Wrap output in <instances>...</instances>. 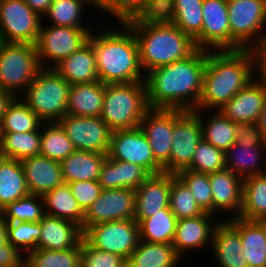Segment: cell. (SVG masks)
Returning a JSON list of instances; mask_svg holds the SVG:
<instances>
[{
	"label": "cell",
	"instance_id": "obj_1",
	"mask_svg": "<svg viewBox=\"0 0 266 267\" xmlns=\"http://www.w3.org/2000/svg\"><path fill=\"white\" fill-rule=\"evenodd\" d=\"M207 50L145 74L146 100L152 109L197 110L202 92Z\"/></svg>",
	"mask_w": 266,
	"mask_h": 267
},
{
	"label": "cell",
	"instance_id": "obj_2",
	"mask_svg": "<svg viewBox=\"0 0 266 267\" xmlns=\"http://www.w3.org/2000/svg\"><path fill=\"white\" fill-rule=\"evenodd\" d=\"M117 24L119 27H105L102 20L89 36L96 56L98 79L104 84L144 81L134 32L126 23Z\"/></svg>",
	"mask_w": 266,
	"mask_h": 267
},
{
	"label": "cell",
	"instance_id": "obj_3",
	"mask_svg": "<svg viewBox=\"0 0 266 267\" xmlns=\"http://www.w3.org/2000/svg\"><path fill=\"white\" fill-rule=\"evenodd\" d=\"M254 78L252 49L207 50L197 110H219Z\"/></svg>",
	"mask_w": 266,
	"mask_h": 267
},
{
	"label": "cell",
	"instance_id": "obj_4",
	"mask_svg": "<svg viewBox=\"0 0 266 267\" xmlns=\"http://www.w3.org/2000/svg\"><path fill=\"white\" fill-rule=\"evenodd\" d=\"M134 32L144 74L185 59L198 48L194 39L159 13L125 22Z\"/></svg>",
	"mask_w": 266,
	"mask_h": 267
},
{
	"label": "cell",
	"instance_id": "obj_5",
	"mask_svg": "<svg viewBox=\"0 0 266 267\" xmlns=\"http://www.w3.org/2000/svg\"><path fill=\"white\" fill-rule=\"evenodd\" d=\"M148 109L144 81L106 84L100 118L112 131L138 128Z\"/></svg>",
	"mask_w": 266,
	"mask_h": 267
},
{
	"label": "cell",
	"instance_id": "obj_6",
	"mask_svg": "<svg viewBox=\"0 0 266 267\" xmlns=\"http://www.w3.org/2000/svg\"><path fill=\"white\" fill-rule=\"evenodd\" d=\"M70 84L53 68H41L19 96L44 122H58L67 114Z\"/></svg>",
	"mask_w": 266,
	"mask_h": 267
},
{
	"label": "cell",
	"instance_id": "obj_7",
	"mask_svg": "<svg viewBox=\"0 0 266 267\" xmlns=\"http://www.w3.org/2000/svg\"><path fill=\"white\" fill-rule=\"evenodd\" d=\"M41 69L36 45L0 41V88L20 96Z\"/></svg>",
	"mask_w": 266,
	"mask_h": 267
},
{
	"label": "cell",
	"instance_id": "obj_8",
	"mask_svg": "<svg viewBox=\"0 0 266 267\" xmlns=\"http://www.w3.org/2000/svg\"><path fill=\"white\" fill-rule=\"evenodd\" d=\"M230 50L253 49L266 35V0H227Z\"/></svg>",
	"mask_w": 266,
	"mask_h": 267
},
{
	"label": "cell",
	"instance_id": "obj_9",
	"mask_svg": "<svg viewBox=\"0 0 266 267\" xmlns=\"http://www.w3.org/2000/svg\"><path fill=\"white\" fill-rule=\"evenodd\" d=\"M45 25L41 23L36 43L41 68H54L63 59L78 51L88 42L94 30L93 28L54 26L48 23Z\"/></svg>",
	"mask_w": 266,
	"mask_h": 267
},
{
	"label": "cell",
	"instance_id": "obj_10",
	"mask_svg": "<svg viewBox=\"0 0 266 267\" xmlns=\"http://www.w3.org/2000/svg\"><path fill=\"white\" fill-rule=\"evenodd\" d=\"M41 23L23 0H0V41L36 45Z\"/></svg>",
	"mask_w": 266,
	"mask_h": 267
},
{
	"label": "cell",
	"instance_id": "obj_11",
	"mask_svg": "<svg viewBox=\"0 0 266 267\" xmlns=\"http://www.w3.org/2000/svg\"><path fill=\"white\" fill-rule=\"evenodd\" d=\"M83 237L93 247L128 260L140 241L139 224L134 219L95 224L83 233Z\"/></svg>",
	"mask_w": 266,
	"mask_h": 267
},
{
	"label": "cell",
	"instance_id": "obj_12",
	"mask_svg": "<svg viewBox=\"0 0 266 267\" xmlns=\"http://www.w3.org/2000/svg\"><path fill=\"white\" fill-rule=\"evenodd\" d=\"M202 139L200 110L186 111L173 125L172 149L163 172L177 174L187 169Z\"/></svg>",
	"mask_w": 266,
	"mask_h": 267
},
{
	"label": "cell",
	"instance_id": "obj_13",
	"mask_svg": "<svg viewBox=\"0 0 266 267\" xmlns=\"http://www.w3.org/2000/svg\"><path fill=\"white\" fill-rule=\"evenodd\" d=\"M108 157L141 166L149 175L163 172L155 160L148 138L140 127L112 132Z\"/></svg>",
	"mask_w": 266,
	"mask_h": 267
},
{
	"label": "cell",
	"instance_id": "obj_14",
	"mask_svg": "<svg viewBox=\"0 0 266 267\" xmlns=\"http://www.w3.org/2000/svg\"><path fill=\"white\" fill-rule=\"evenodd\" d=\"M58 123L76 150L108 154L113 131L100 117L66 114Z\"/></svg>",
	"mask_w": 266,
	"mask_h": 267
},
{
	"label": "cell",
	"instance_id": "obj_15",
	"mask_svg": "<svg viewBox=\"0 0 266 267\" xmlns=\"http://www.w3.org/2000/svg\"><path fill=\"white\" fill-rule=\"evenodd\" d=\"M136 192L130 188L102 190L94 203L86 209L83 233L92 225L134 219Z\"/></svg>",
	"mask_w": 266,
	"mask_h": 267
},
{
	"label": "cell",
	"instance_id": "obj_16",
	"mask_svg": "<svg viewBox=\"0 0 266 267\" xmlns=\"http://www.w3.org/2000/svg\"><path fill=\"white\" fill-rule=\"evenodd\" d=\"M186 111L149 108L140 122V129L148 138L155 160L163 167L170 158L174 123Z\"/></svg>",
	"mask_w": 266,
	"mask_h": 267
},
{
	"label": "cell",
	"instance_id": "obj_17",
	"mask_svg": "<svg viewBox=\"0 0 266 267\" xmlns=\"http://www.w3.org/2000/svg\"><path fill=\"white\" fill-rule=\"evenodd\" d=\"M220 221L219 216L207 212L198 217L177 220L172 243L176 253L182 259L187 256L189 259L192 251L200 253L202 248L205 251L207 247L210 250L214 228Z\"/></svg>",
	"mask_w": 266,
	"mask_h": 267
},
{
	"label": "cell",
	"instance_id": "obj_18",
	"mask_svg": "<svg viewBox=\"0 0 266 267\" xmlns=\"http://www.w3.org/2000/svg\"><path fill=\"white\" fill-rule=\"evenodd\" d=\"M201 33L194 39L198 49L230 50L227 0H203Z\"/></svg>",
	"mask_w": 266,
	"mask_h": 267
},
{
	"label": "cell",
	"instance_id": "obj_19",
	"mask_svg": "<svg viewBox=\"0 0 266 267\" xmlns=\"http://www.w3.org/2000/svg\"><path fill=\"white\" fill-rule=\"evenodd\" d=\"M209 181L213 198V215H220L222 221L239 217L242 208L243 179L231 170L224 169L210 173ZM225 214L229 216L226 217Z\"/></svg>",
	"mask_w": 266,
	"mask_h": 267
},
{
	"label": "cell",
	"instance_id": "obj_20",
	"mask_svg": "<svg viewBox=\"0 0 266 267\" xmlns=\"http://www.w3.org/2000/svg\"><path fill=\"white\" fill-rule=\"evenodd\" d=\"M135 192L134 220L139 224L161 209H170L171 174L165 172L151 174Z\"/></svg>",
	"mask_w": 266,
	"mask_h": 267
},
{
	"label": "cell",
	"instance_id": "obj_21",
	"mask_svg": "<svg viewBox=\"0 0 266 267\" xmlns=\"http://www.w3.org/2000/svg\"><path fill=\"white\" fill-rule=\"evenodd\" d=\"M266 102V86L256 77L219 111L234 123H256Z\"/></svg>",
	"mask_w": 266,
	"mask_h": 267
},
{
	"label": "cell",
	"instance_id": "obj_22",
	"mask_svg": "<svg viewBox=\"0 0 266 267\" xmlns=\"http://www.w3.org/2000/svg\"><path fill=\"white\" fill-rule=\"evenodd\" d=\"M29 194L43 196L64 182L60 162L43 155H34L20 161Z\"/></svg>",
	"mask_w": 266,
	"mask_h": 267
},
{
	"label": "cell",
	"instance_id": "obj_23",
	"mask_svg": "<svg viewBox=\"0 0 266 267\" xmlns=\"http://www.w3.org/2000/svg\"><path fill=\"white\" fill-rule=\"evenodd\" d=\"M212 251V252H211ZM239 232L227 221L221 220L214 228L210 253L218 267H249Z\"/></svg>",
	"mask_w": 266,
	"mask_h": 267
},
{
	"label": "cell",
	"instance_id": "obj_24",
	"mask_svg": "<svg viewBox=\"0 0 266 267\" xmlns=\"http://www.w3.org/2000/svg\"><path fill=\"white\" fill-rule=\"evenodd\" d=\"M225 158L227 169L242 179L264 174L266 171V142L236 141L225 151Z\"/></svg>",
	"mask_w": 266,
	"mask_h": 267
},
{
	"label": "cell",
	"instance_id": "obj_25",
	"mask_svg": "<svg viewBox=\"0 0 266 267\" xmlns=\"http://www.w3.org/2000/svg\"><path fill=\"white\" fill-rule=\"evenodd\" d=\"M39 222L41 234L38 249L67 250L77 247L83 239L82 228L71 221L46 214Z\"/></svg>",
	"mask_w": 266,
	"mask_h": 267
},
{
	"label": "cell",
	"instance_id": "obj_26",
	"mask_svg": "<svg viewBox=\"0 0 266 267\" xmlns=\"http://www.w3.org/2000/svg\"><path fill=\"white\" fill-rule=\"evenodd\" d=\"M227 221L239 232L249 267H266V221L238 217Z\"/></svg>",
	"mask_w": 266,
	"mask_h": 267
},
{
	"label": "cell",
	"instance_id": "obj_27",
	"mask_svg": "<svg viewBox=\"0 0 266 267\" xmlns=\"http://www.w3.org/2000/svg\"><path fill=\"white\" fill-rule=\"evenodd\" d=\"M203 0H163L159 14L195 39L203 24Z\"/></svg>",
	"mask_w": 266,
	"mask_h": 267
},
{
	"label": "cell",
	"instance_id": "obj_28",
	"mask_svg": "<svg viewBox=\"0 0 266 267\" xmlns=\"http://www.w3.org/2000/svg\"><path fill=\"white\" fill-rule=\"evenodd\" d=\"M53 69L70 85L99 80L95 52L89 41L78 51L63 59Z\"/></svg>",
	"mask_w": 266,
	"mask_h": 267
},
{
	"label": "cell",
	"instance_id": "obj_29",
	"mask_svg": "<svg viewBox=\"0 0 266 267\" xmlns=\"http://www.w3.org/2000/svg\"><path fill=\"white\" fill-rule=\"evenodd\" d=\"M105 88L106 84L100 80L91 83L70 85L67 114L84 117H100Z\"/></svg>",
	"mask_w": 266,
	"mask_h": 267
},
{
	"label": "cell",
	"instance_id": "obj_30",
	"mask_svg": "<svg viewBox=\"0 0 266 267\" xmlns=\"http://www.w3.org/2000/svg\"><path fill=\"white\" fill-rule=\"evenodd\" d=\"M149 176L139 165L114 160L107 156L103 163L98 182L102 190L130 188L136 190Z\"/></svg>",
	"mask_w": 266,
	"mask_h": 267
},
{
	"label": "cell",
	"instance_id": "obj_31",
	"mask_svg": "<svg viewBox=\"0 0 266 267\" xmlns=\"http://www.w3.org/2000/svg\"><path fill=\"white\" fill-rule=\"evenodd\" d=\"M184 262L172 244L140 240L127 260V267H183Z\"/></svg>",
	"mask_w": 266,
	"mask_h": 267
},
{
	"label": "cell",
	"instance_id": "obj_32",
	"mask_svg": "<svg viewBox=\"0 0 266 267\" xmlns=\"http://www.w3.org/2000/svg\"><path fill=\"white\" fill-rule=\"evenodd\" d=\"M107 154L75 150L60 162L65 183L98 180Z\"/></svg>",
	"mask_w": 266,
	"mask_h": 267
},
{
	"label": "cell",
	"instance_id": "obj_33",
	"mask_svg": "<svg viewBox=\"0 0 266 267\" xmlns=\"http://www.w3.org/2000/svg\"><path fill=\"white\" fill-rule=\"evenodd\" d=\"M93 7L95 12V0H53L42 17V23L49 21V24L54 26L91 28L85 25L87 21H83L85 11L87 12L88 8L93 10Z\"/></svg>",
	"mask_w": 266,
	"mask_h": 267
},
{
	"label": "cell",
	"instance_id": "obj_34",
	"mask_svg": "<svg viewBox=\"0 0 266 267\" xmlns=\"http://www.w3.org/2000/svg\"><path fill=\"white\" fill-rule=\"evenodd\" d=\"M162 4L163 0H95V9L106 17L110 15L113 21L117 20L116 23H125L133 18L158 13Z\"/></svg>",
	"mask_w": 266,
	"mask_h": 267
},
{
	"label": "cell",
	"instance_id": "obj_35",
	"mask_svg": "<svg viewBox=\"0 0 266 267\" xmlns=\"http://www.w3.org/2000/svg\"><path fill=\"white\" fill-rule=\"evenodd\" d=\"M200 123L203 140L217 149L225 152L237 141L235 123L227 119L219 110H200Z\"/></svg>",
	"mask_w": 266,
	"mask_h": 267
},
{
	"label": "cell",
	"instance_id": "obj_36",
	"mask_svg": "<svg viewBox=\"0 0 266 267\" xmlns=\"http://www.w3.org/2000/svg\"><path fill=\"white\" fill-rule=\"evenodd\" d=\"M45 213L63 220L71 221L82 228L84 211L74 198L67 183H63L43 196Z\"/></svg>",
	"mask_w": 266,
	"mask_h": 267
},
{
	"label": "cell",
	"instance_id": "obj_37",
	"mask_svg": "<svg viewBox=\"0 0 266 267\" xmlns=\"http://www.w3.org/2000/svg\"><path fill=\"white\" fill-rule=\"evenodd\" d=\"M28 194L21 162L4 158L0 163V211Z\"/></svg>",
	"mask_w": 266,
	"mask_h": 267
},
{
	"label": "cell",
	"instance_id": "obj_38",
	"mask_svg": "<svg viewBox=\"0 0 266 267\" xmlns=\"http://www.w3.org/2000/svg\"><path fill=\"white\" fill-rule=\"evenodd\" d=\"M238 218L266 221V174L243 179L242 208Z\"/></svg>",
	"mask_w": 266,
	"mask_h": 267
},
{
	"label": "cell",
	"instance_id": "obj_39",
	"mask_svg": "<svg viewBox=\"0 0 266 267\" xmlns=\"http://www.w3.org/2000/svg\"><path fill=\"white\" fill-rule=\"evenodd\" d=\"M177 218L170 209H161L139 223L140 240L148 243L172 244Z\"/></svg>",
	"mask_w": 266,
	"mask_h": 267
},
{
	"label": "cell",
	"instance_id": "obj_40",
	"mask_svg": "<svg viewBox=\"0 0 266 267\" xmlns=\"http://www.w3.org/2000/svg\"><path fill=\"white\" fill-rule=\"evenodd\" d=\"M41 131L2 132L0 143L5 158L23 160L40 154Z\"/></svg>",
	"mask_w": 266,
	"mask_h": 267
},
{
	"label": "cell",
	"instance_id": "obj_41",
	"mask_svg": "<svg viewBox=\"0 0 266 267\" xmlns=\"http://www.w3.org/2000/svg\"><path fill=\"white\" fill-rule=\"evenodd\" d=\"M76 149L58 122L41 126L40 155L61 162Z\"/></svg>",
	"mask_w": 266,
	"mask_h": 267
},
{
	"label": "cell",
	"instance_id": "obj_42",
	"mask_svg": "<svg viewBox=\"0 0 266 267\" xmlns=\"http://www.w3.org/2000/svg\"><path fill=\"white\" fill-rule=\"evenodd\" d=\"M44 122L18 96L9 105L1 123L2 132L41 131Z\"/></svg>",
	"mask_w": 266,
	"mask_h": 267
},
{
	"label": "cell",
	"instance_id": "obj_43",
	"mask_svg": "<svg viewBox=\"0 0 266 267\" xmlns=\"http://www.w3.org/2000/svg\"><path fill=\"white\" fill-rule=\"evenodd\" d=\"M25 267H81V243L62 251L32 250L26 254Z\"/></svg>",
	"mask_w": 266,
	"mask_h": 267
},
{
	"label": "cell",
	"instance_id": "obj_44",
	"mask_svg": "<svg viewBox=\"0 0 266 267\" xmlns=\"http://www.w3.org/2000/svg\"><path fill=\"white\" fill-rule=\"evenodd\" d=\"M0 212L6 222H39L46 215L42 196L34 194L8 204Z\"/></svg>",
	"mask_w": 266,
	"mask_h": 267
},
{
	"label": "cell",
	"instance_id": "obj_45",
	"mask_svg": "<svg viewBox=\"0 0 266 267\" xmlns=\"http://www.w3.org/2000/svg\"><path fill=\"white\" fill-rule=\"evenodd\" d=\"M169 208L178 220L198 217L204 213L187 185L176 174H171Z\"/></svg>",
	"mask_w": 266,
	"mask_h": 267
},
{
	"label": "cell",
	"instance_id": "obj_46",
	"mask_svg": "<svg viewBox=\"0 0 266 267\" xmlns=\"http://www.w3.org/2000/svg\"><path fill=\"white\" fill-rule=\"evenodd\" d=\"M187 169L207 174L227 169L225 152L202 139Z\"/></svg>",
	"mask_w": 266,
	"mask_h": 267
},
{
	"label": "cell",
	"instance_id": "obj_47",
	"mask_svg": "<svg viewBox=\"0 0 266 267\" xmlns=\"http://www.w3.org/2000/svg\"><path fill=\"white\" fill-rule=\"evenodd\" d=\"M176 175L187 185L201 210L213 214V198L209 174L185 169L179 171Z\"/></svg>",
	"mask_w": 266,
	"mask_h": 267
},
{
	"label": "cell",
	"instance_id": "obj_48",
	"mask_svg": "<svg viewBox=\"0 0 266 267\" xmlns=\"http://www.w3.org/2000/svg\"><path fill=\"white\" fill-rule=\"evenodd\" d=\"M7 241L24 254L37 249L41 234L40 222H6Z\"/></svg>",
	"mask_w": 266,
	"mask_h": 267
},
{
	"label": "cell",
	"instance_id": "obj_49",
	"mask_svg": "<svg viewBox=\"0 0 266 267\" xmlns=\"http://www.w3.org/2000/svg\"><path fill=\"white\" fill-rule=\"evenodd\" d=\"M81 267H127L121 255L93 247L84 237L81 241Z\"/></svg>",
	"mask_w": 266,
	"mask_h": 267
},
{
	"label": "cell",
	"instance_id": "obj_50",
	"mask_svg": "<svg viewBox=\"0 0 266 267\" xmlns=\"http://www.w3.org/2000/svg\"><path fill=\"white\" fill-rule=\"evenodd\" d=\"M67 184L84 212L94 203L102 191L98 180L75 181Z\"/></svg>",
	"mask_w": 266,
	"mask_h": 267
},
{
	"label": "cell",
	"instance_id": "obj_51",
	"mask_svg": "<svg viewBox=\"0 0 266 267\" xmlns=\"http://www.w3.org/2000/svg\"><path fill=\"white\" fill-rule=\"evenodd\" d=\"M26 254L8 241L0 245V267H25Z\"/></svg>",
	"mask_w": 266,
	"mask_h": 267
},
{
	"label": "cell",
	"instance_id": "obj_52",
	"mask_svg": "<svg viewBox=\"0 0 266 267\" xmlns=\"http://www.w3.org/2000/svg\"><path fill=\"white\" fill-rule=\"evenodd\" d=\"M235 133L237 141H245L248 143H265L260 129L256 123H235Z\"/></svg>",
	"mask_w": 266,
	"mask_h": 267
},
{
	"label": "cell",
	"instance_id": "obj_53",
	"mask_svg": "<svg viewBox=\"0 0 266 267\" xmlns=\"http://www.w3.org/2000/svg\"><path fill=\"white\" fill-rule=\"evenodd\" d=\"M252 51L255 57V77L266 86V35Z\"/></svg>",
	"mask_w": 266,
	"mask_h": 267
},
{
	"label": "cell",
	"instance_id": "obj_54",
	"mask_svg": "<svg viewBox=\"0 0 266 267\" xmlns=\"http://www.w3.org/2000/svg\"><path fill=\"white\" fill-rule=\"evenodd\" d=\"M16 97L14 93L0 88V123H2L9 105Z\"/></svg>",
	"mask_w": 266,
	"mask_h": 267
},
{
	"label": "cell",
	"instance_id": "obj_55",
	"mask_svg": "<svg viewBox=\"0 0 266 267\" xmlns=\"http://www.w3.org/2000/svg\"><path fill=\"white\" fill-rule=\"evenodd\" d=\"M40 17L47 12L53 0H23Z\"/></svg>",
	"mask_w": 266,
	"mask_h": 267
},
{
	"label": "cell",
	"instance_id": "obj_56",
	"mask_svg": "<svg viewBox=\"0 0 266 267\" xmlns=\"http://www.w3.org/2000/svg\"><path fill=\"white\" fill-rule=\"evenodd\" d=\"M256 124L261 131L263 139L266 141V102L261 111V114L258 116Z\"/></svg>",
	"mask_w": 266,
	"mask_h": 267
},
{
	"label": "cell",
	"instance_id": "obj_57",
	"mask_svg": "<svg viewBox=\"0 0 266 267\" xmlns=\"http://www.w3.org/2000/svg\"><path fill=\"white\" fill-rule=\"evenodd\" d=\"M7 242V229L6 221L3 218V215L0 212V245Z\"/></svg>",
	"mask_w": 266,
	"mask_h": 267
},
{
	"label": "cell",
	"instance_id": "obj_58",
	"mask_svg": "<svg viewBox=\"0 0 266 267\" xmlns=\"http://www.w3.org/2000/svg\"><path fill=\"white\" fill-rule=\"evenodd\" d=\"M4 158H5V156L3 155V152L1 151V148H0V163Z\"/></svg>",
	"mask_w": 266,
	"mask_h": 267
},
{
	"label": "cell",
	"instance_id": "obj_59",
	"mask_svg": "<svg viewBox=\"0 0 266 267\" xmlns=\"http://www.w3.org/2000/svg\"><path fill=\"white\" fill-rule=\"evenodd\" d=\"M2 141V127H1V123H0V143Z\"/></svg>",
	"mask_w": 266,
	"mask_h": 267
}]
</instances>
